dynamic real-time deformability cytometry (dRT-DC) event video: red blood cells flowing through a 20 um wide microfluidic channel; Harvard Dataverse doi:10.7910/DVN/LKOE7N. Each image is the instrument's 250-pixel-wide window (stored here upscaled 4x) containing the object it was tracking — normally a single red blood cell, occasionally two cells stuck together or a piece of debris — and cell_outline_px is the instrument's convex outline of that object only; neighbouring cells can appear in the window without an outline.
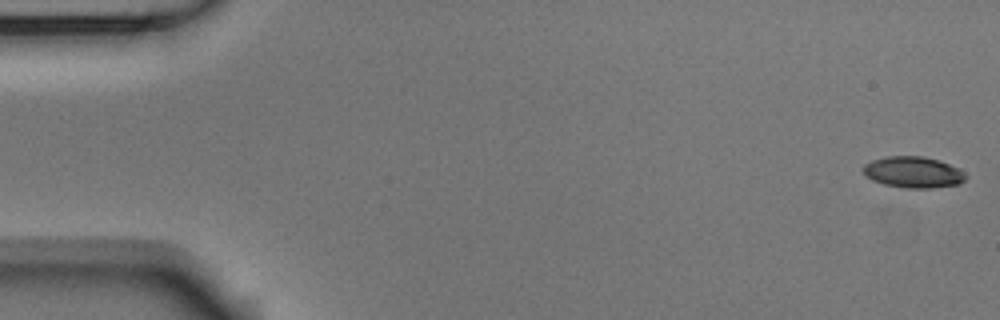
{"species": "Egyptian fruit bat (a non-hibernating species)", "species_latin": "Rousettus aegyptiacus", "temperature_condition": "room temperature", "stored_images_in_passage": 54, "camera_frame_rate_fps": 3000, "um_per_image_px": 0.085, "animal": {"sex": "male"}, "frame": {"image": 1, "passage_image": 1, "time_ms": 0.0, "image_size_px": [1000, 320], "cell_outline_px": [[968, 176], [964, 180], [956, 184], [932, 188], [904, 188], [884, 184], [872, 180], [864, 172], [864, 164], [872, 160], [888, 156], [924, 156], [960, 168]], "centroid_in_image_um": [77.64, 14.64], "position_along_channel_um": 7.4, "area_um2": 18.5}}
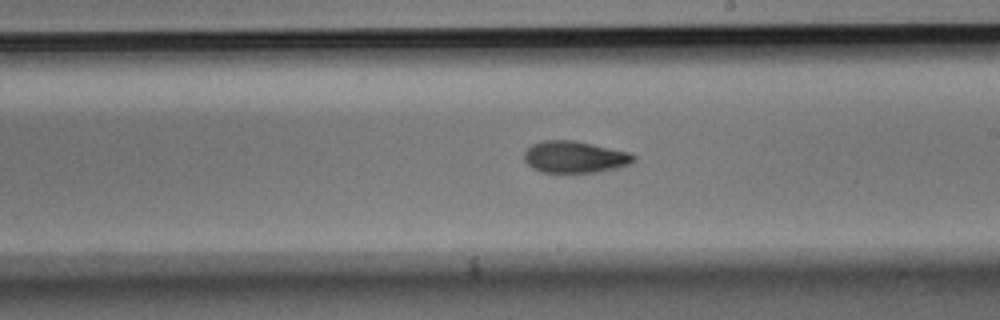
{"frame": {"image": 2, "passage_image": 31, "time_ms": 10.0, "image_size_px": [1000, 320], "cell_outline_px": [[636, 160], [628, 164], [616, 168], [600, 172], [540, 172], [532, 168], [524, 160], [524, 152], [532, 144], [540, 140], [572, 140], [592, 144], [628, 152], [636, 156]], "centroid_in_image_um": [48.83, 13.34], "position_along_channel_um": 240.2, "area_um2": 20.23}}
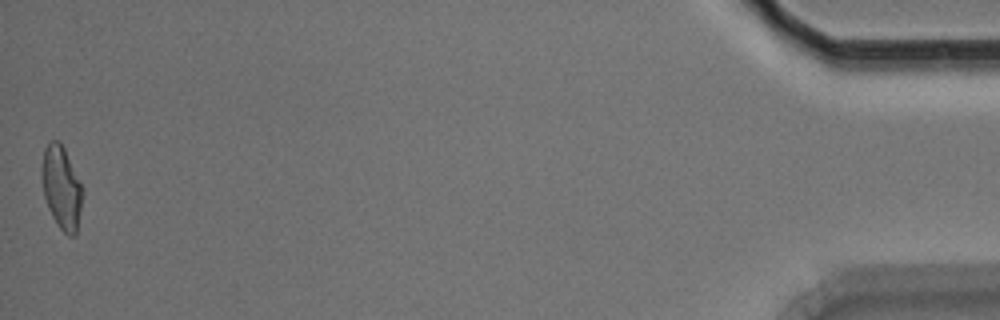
{"frame": {"image": 3, "passage_image": 54, "time_ms": 17.667, "image_size_px": [1000, 320], "cell_outline_px": [[84, 188], [76, 236], [68, 236], [56, 224], [48, 208], [44, 196], [40, 176], [40, 172], [44, 148], [52, 140], [60, 140]], "centroid_in_image_um": [5.22, 15.94], "position_along_channel_um": 430.0, "area_um2": 20.06}, "authors_computed_cell_mechanics": {"area_um2": 19.8543, "velocity_mm_per_s": 3.7221, "shape_relaxation_time_tau1_ms": 3.596, "shape_relaxation_time_tau2_ms": 2.6047, "deformation_change_tau1": 0.1646, "deformation_change_tau2": 0.0839}}